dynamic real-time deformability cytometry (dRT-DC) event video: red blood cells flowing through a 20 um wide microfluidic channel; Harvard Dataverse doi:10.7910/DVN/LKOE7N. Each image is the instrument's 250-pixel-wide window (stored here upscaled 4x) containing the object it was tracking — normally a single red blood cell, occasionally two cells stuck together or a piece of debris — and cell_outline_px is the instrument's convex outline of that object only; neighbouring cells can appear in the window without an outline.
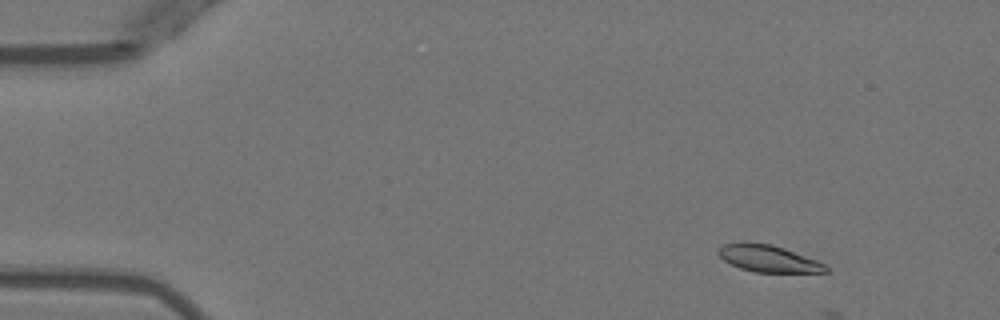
{"species": "Egyptian fruit bat (a non-hibernating species)", "species_latin": "Rousettus aegyptiacus", "temperature_condition": "warm", "stored_images_in_passage": 5, "camera_frame_rate_fps": 3000, "um_per_image_px": 0.085, "animal": {"sex": "female"}, "frame": {"image": 1, "passage_image": 2, "time_ms": 1.333, "image_size_px": [1000, 320], "cell_outline_px": [[828, 272], [756, 272], [740, 268], [724, 260], [716, 252], [716, 248], [724, 244], [772, 244], [784, 248], [816, 260], [824, 264], [828, 268]], "centroid_in_image_um": [65.31, 22.0], "position_along_channel_um": 19.7, "area_um2": 16.3}}